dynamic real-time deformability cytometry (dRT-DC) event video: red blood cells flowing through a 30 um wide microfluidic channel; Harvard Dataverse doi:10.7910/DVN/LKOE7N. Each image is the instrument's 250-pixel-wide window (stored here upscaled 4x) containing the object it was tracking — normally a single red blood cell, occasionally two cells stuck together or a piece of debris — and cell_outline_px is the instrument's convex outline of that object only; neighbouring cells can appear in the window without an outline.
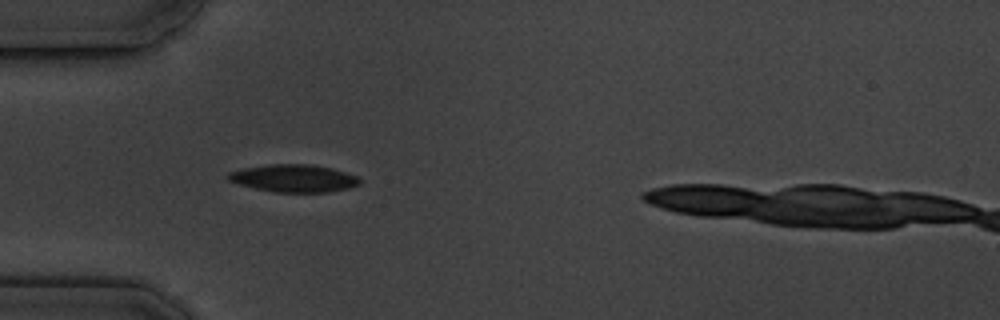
{"species": "common noctule bat (a hibernating species)", "species_latin": "Nyctalus noctula", "temperature_condition": "cold", "stored_images_in_passage": 7, "camera_frame_rate_fps": 3000, "um_per_image_px": 0.085, "animal": {"sex": "male", "body_mass_g": 19.5, "forearm_length_mm": 54.6}, "frame": {"image": 1, "passage_image": 5, "time_ms": 5.333, "image_size_px": [1000, 320], "cell_outline_px": [[360, 184], [348, 188], [328, 192], [272, 192], [240, 184], [228, 180], [228, 172], [244, 168], [268, 164], [308, 164], [332, 168], [360, 176]], "centroid_in_image_um": [25.01, 15.15], "position_along_channel_um": 60.0, "area_um2": 21.1}}